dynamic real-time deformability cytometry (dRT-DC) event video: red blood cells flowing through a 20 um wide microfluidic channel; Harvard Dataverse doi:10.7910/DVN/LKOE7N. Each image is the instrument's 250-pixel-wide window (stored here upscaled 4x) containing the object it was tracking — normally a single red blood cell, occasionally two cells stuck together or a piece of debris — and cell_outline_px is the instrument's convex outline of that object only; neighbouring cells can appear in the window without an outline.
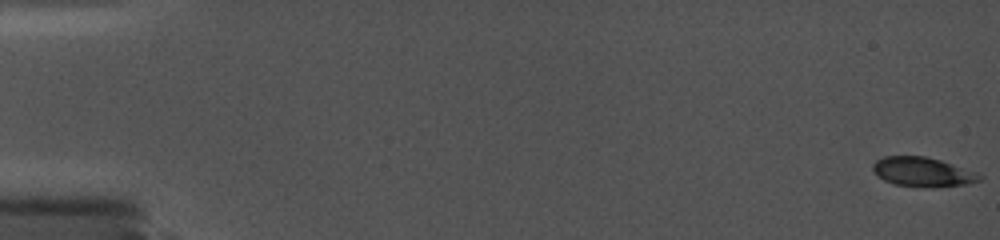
{"species": "common noctule bat (a hibernating species)", "species_latin": "Nyctalus noctula", "temperature_condition": "cold", "stored_images_in_passage": 4, "camera_frame_rate_fps": 5000, "um_per_image_px": 0.085, "animal": {"sex": "female", "body_mass_g": 19.0, "forearm_length_mm": 56.7}, "frame": {"image": 1, "passage_image": 1, "time_ms": 0.0, "image_size_px": [1000, 240], "cell_outline_px": [[984, 176], [980, 180], [968, 184], [928, 188], [924, 188], [896, 184], [884, 180], [876, 176], [872, 168], [872, 164], [876, 160], [884, 156], [924, 156], [940, 160], [976, 172]], "centroid_in_image_um": [78.41, 14.62], "position_along_channel_um": 6.6, "area_um2": 18.38}}